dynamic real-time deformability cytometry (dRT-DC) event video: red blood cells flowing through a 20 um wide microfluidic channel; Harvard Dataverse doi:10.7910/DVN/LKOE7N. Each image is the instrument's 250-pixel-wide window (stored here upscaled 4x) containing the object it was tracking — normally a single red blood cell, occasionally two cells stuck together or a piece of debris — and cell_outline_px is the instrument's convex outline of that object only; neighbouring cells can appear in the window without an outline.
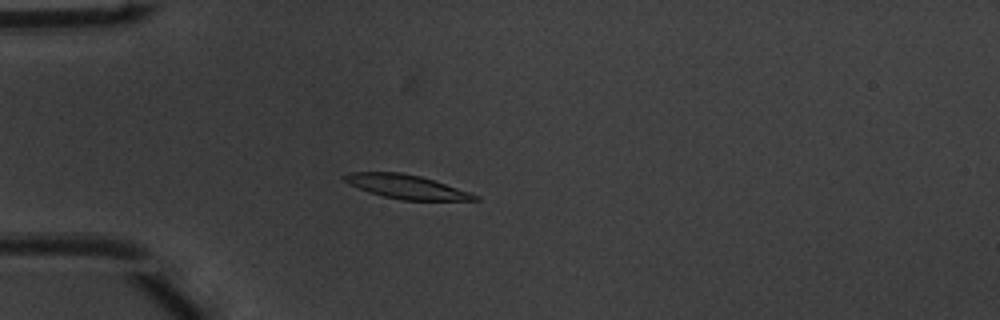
{"species": "common noctule bat (a hibernating species)", "species_latin": "Nyctalus noctula", "temperature_condition": "warm", "stored_images_in_passage": 51, "camera_frame_rate_fps": 3000, "um_per_image_px": 0.085, "animal": {"sex": "male", "body_mass_g": 20.1, "forearm_length_mm": 53.5}, "frame": {"image": 1, "passage_image": 14, "time_ms": 4.333, "image_size_px": [1000, 320], "cell_outline_px": [[480, 200], [400, 200], [368, 192], [344, 180], [340, 176], [348, 172], [400, 172], [420, 176], [480, 196]], "centroid_in_image_um": [34.51, 15.87], "position_along_channel_um": 50.5, "area_um2": 17.86}}
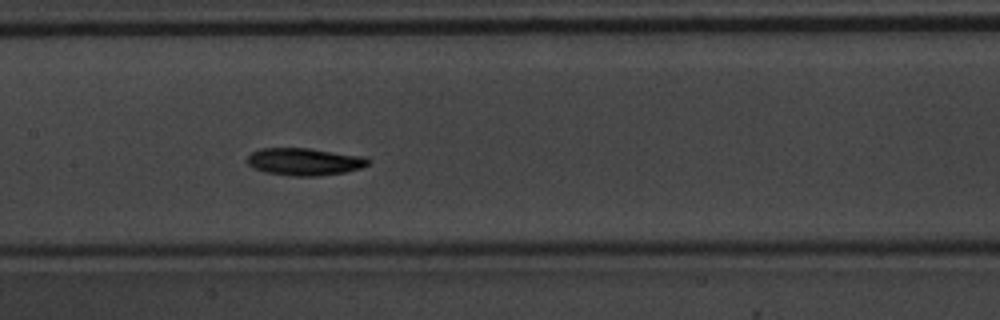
{"frame": {"image": 2, "passage_image": 25, "time_ms": 8.0, "image_size_px": [1000, 320], "cell_outline_px": [[372, 160], [368, 164], [360, 168], [344, 172], [320, 176], [292, 176], [264, 172], [248, 164], [248, 156], [252, 152], [260, 148], [308, 148], [364, 156]], "centroid_in_image_um": [25.9, 13.74], "position_along_channel_um": 181.5, "area_um2": 19.25}}
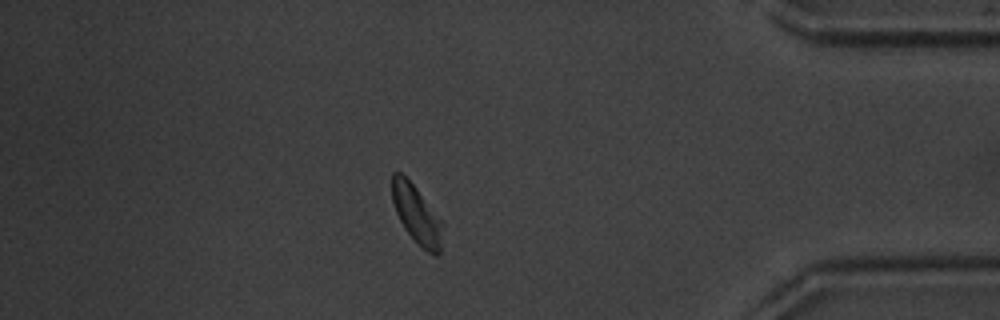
{"frame": {"image": 3, "passage_image": 44, "time_ms": 14.333, "image_size_px": [1000, 320], "cell_outline_px": [[444, 224], [440, 252], [436, 256], [428, 252], [416, 244], [404, 228], [396, 212], [392, 200], [392, 172], [400, 172], [416, 188]], "centroid_in_image_um": [35.42, 18.28], "position_along_channel_um": 399.8, "area_um2": 17.11}, "authors_computed_cell_mechanics": {"area_um2": 18.0914, "velocity_mm_per_s": 3.9733, "shape_relaxation_time_tau1_ms": 3.0737, "shape_relaxation_time_tau2_ms": 9.9366, "deformation_change_tau1": 0.1187, "deformation_change_tau2": 0.1602}}